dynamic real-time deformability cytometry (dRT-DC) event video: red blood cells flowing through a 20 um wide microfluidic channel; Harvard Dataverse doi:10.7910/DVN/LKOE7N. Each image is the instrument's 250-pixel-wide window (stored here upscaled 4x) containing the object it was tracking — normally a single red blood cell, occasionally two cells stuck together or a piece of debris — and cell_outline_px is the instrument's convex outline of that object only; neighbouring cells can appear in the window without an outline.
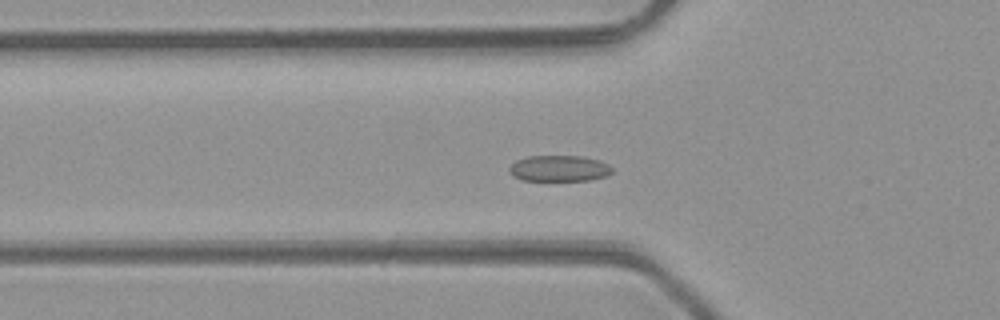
{"species": "common noctule bat (a hibernating species)", "species_latin": "Nyctalus noctula", "temperature_condition": "room temperature", "stored_images_in_passage": 49, "camera_frame_rate_fps": 3000, "um_per_image_px": 0.085, "animal": {"sex": "male", "body_mass_g": 23.1, "forearm_length_mm": 52.7}, "frame": {"image": 1, "passage_image": 16, "time_ms": 5.0, "image_size_px": [1000, 320], "cell_outline_px": [[612, 172], [608, 176], [592, 180], [520, 180], [512, 176], [508, 172], [508, 168], [516, 160], [528, 156], [584, 156], [600, 160], [608, 164], [612, 168]], "centroid_in_image_um": [47.53, 14.31], "position_along_channel_um": 78.3, "area_um2": 15.84}}
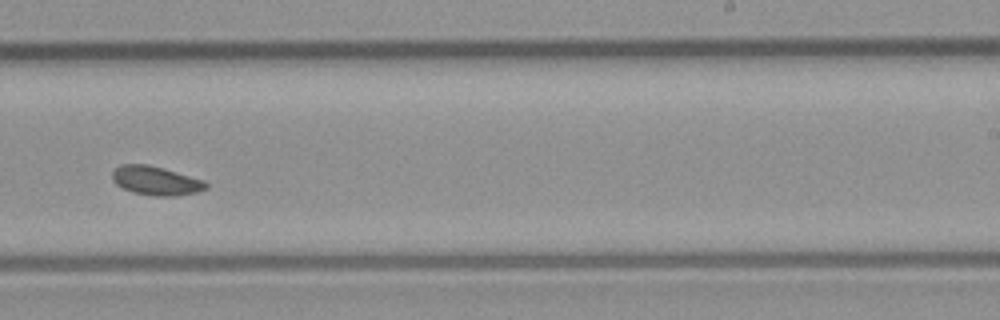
{"frame": {"image": 2, "passage_image": 30, "time_ms": 9.667, "image_size_px": [1000, 320], "cell_outline_px": [[208, 188], [196, 192], [176, 196], [152, 196], [132, 192], [116, 184], [112, 180], [112, 172], [120, 164], [148, 164], [164, 168], [204, 180], [208, 184]], "centroid_in_image_um": [13.25, 15.36], "position_along_channel_um": 275.7, "area_um2": 15.9}}
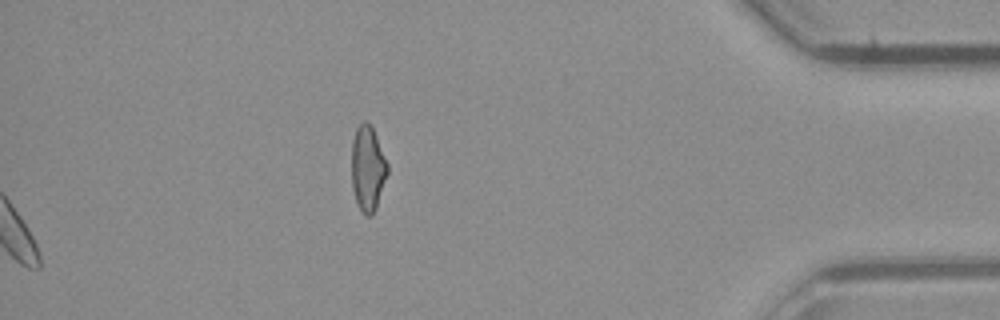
{"frame": {"image": 3, "passage_image": 49, "time_ms": 16.0, "image_size_px": [1000, 320], "cell_outline_px": [[388, 172], [376, 208], [372, 216], [364, 216], [356, 200], [352, 188], [352, 140], [356, 128], [364, 120], [368, 120], [376, 136], [388, 164]], "centroid_in_image_um": [31.25, 14.31], "position_along_channel_um": 403.9, "area_um2": 17.8}}